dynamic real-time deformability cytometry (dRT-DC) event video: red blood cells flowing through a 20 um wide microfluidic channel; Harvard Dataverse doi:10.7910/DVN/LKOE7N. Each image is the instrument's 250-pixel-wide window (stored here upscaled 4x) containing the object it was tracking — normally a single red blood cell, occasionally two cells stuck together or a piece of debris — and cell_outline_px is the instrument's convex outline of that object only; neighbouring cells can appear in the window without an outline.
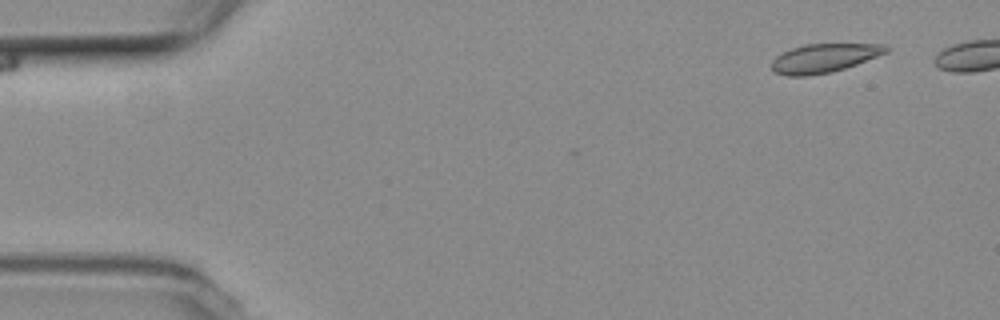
{"species": "common noctule bat (a hibernating species)", "species_latin": "Nyctalus noctula", "temperature_condition": "room temperature", "stored_images_in_passage": 44, "camera_frame_rate_fps": 3000, "um_per_image_px": 0.085, "animal": {"sex": "female", "body_mass_g": 19.3, "forearm_length_mm": 54.1}, "frame": {"image": 1, "passage_image": 1, "time_ms": 0.0, "image_size_px": [1000, 320], "cell_outline_px": [[888, 52], [856, 64], [832, 72], [808, 76], [788, 76], [776, 72], [772, 68], [772, 60], [776, 56], [792, 48], [804, 44], [884, 44], [888, 48]], "centroid_in_image_um": [70.04, 4.94], "position_along_channel_um": 15.0, "area_um2": 19.02}}
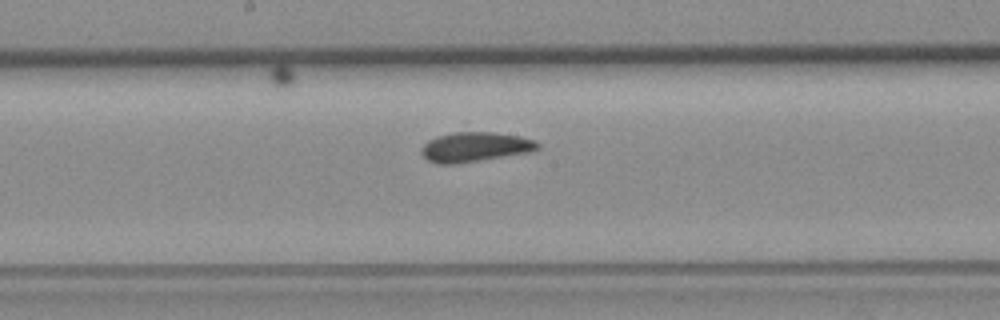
{"frame": {"image": 2, "passage_image": 25, "time_ms": 8.0, "image_size_px": [1000, 320], "cell_outline_px": [[540, 148], [532, 152], [452, 164], [436, 164], [428, 160], [420, 152], [420, 148], [428, 140], [436, 136], [456, 132], [492, 132], [520, 136], [536, 140], [540, 144]], "centroid_in_image_um": [40.39, 12.49], "position_along_channel_um": 207.8, "area_um2": 20.17}}
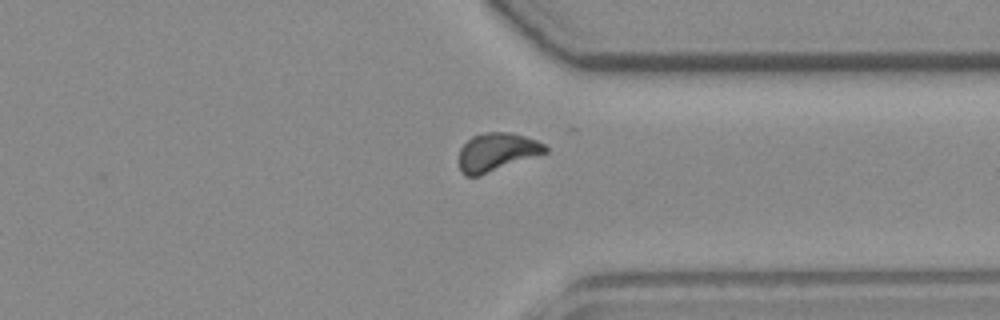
{"frame": {"image": 3, "passage_image": 38, "time_ms": 12.333, "image_size_px": [1000, 320], "cell_outline_px": [[548, 152], [480, 176], [464, 176], [460, 172], [460, 148], [472, 136], [488, 132], [508, 132], [524, 136], [536, 140], [544, 144], [548, 148]], "centroid_in_image_um": [42.23, 12.94], "position_along_channel_um": 369.2, "area_um2": 19.19}}